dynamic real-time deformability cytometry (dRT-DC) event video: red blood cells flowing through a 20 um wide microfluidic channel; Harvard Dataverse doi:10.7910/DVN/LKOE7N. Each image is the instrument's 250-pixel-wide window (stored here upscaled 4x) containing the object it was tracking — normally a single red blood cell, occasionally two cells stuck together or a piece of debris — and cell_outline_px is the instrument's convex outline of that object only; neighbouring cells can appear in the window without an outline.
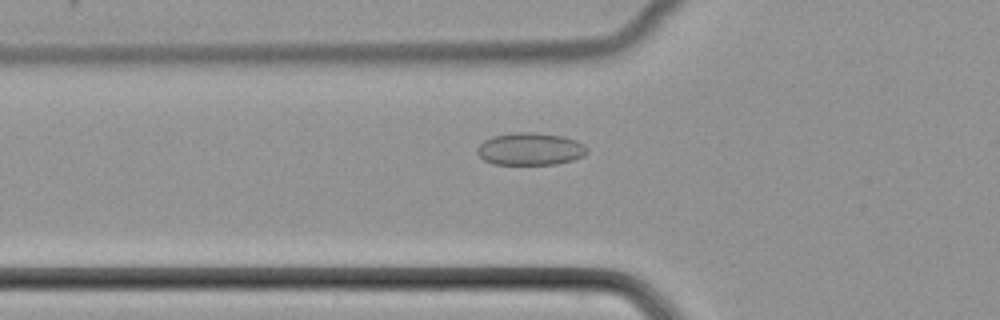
{"species": "common noctule bat (a hibernating species)", "species_latin": "Nyctalus noctula", "temperature_condition": "cold", "stored_images_in_passage": 41, "camera_frame_rate_fps": 3000, "um_per_image_px": 0.085, "animal": {"sex": "female", "body_mass_g": 22.7, "forearm_length_mm": 54.2}, "frame": {"image": 1, "passage_image": 10, "time_ms": 3.0, "image_size_px": [1000, 320], "cell_outline_px": [[588, 152], [584, 156], [572, 160], [556, 164], [492, 164], [484, 160], [476, 152], [476, 148], [484, 140], [492, 136], [516, 132], [532, 132], [564, 136], [576, 140], [584, 144], [588, 148]], "centroid_in_image_um": [45.08, 12.66], "position_along_channel_um": 80.7, "area_um2": 20.92}}
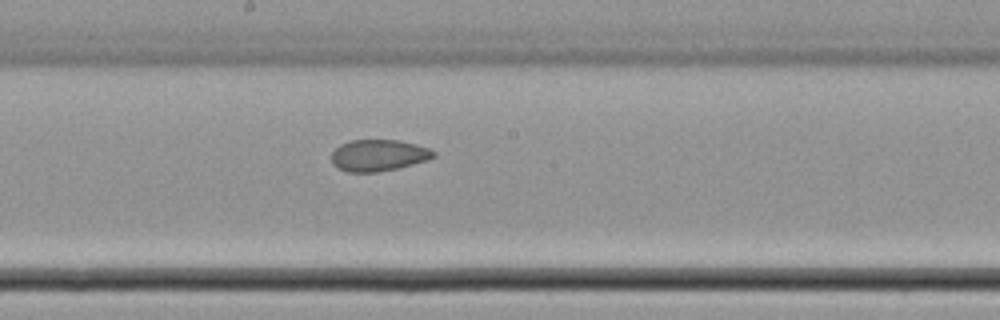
{"frame": {"image": 2, "passage_image": 20, "time_ms": 6.333, "image_size_px": [1000, 320], "cell_outline_px": [[436, 156], [428, 160], [396, 168], [376, 172], [348, 172], [332, 164], [332, 152], [340, 144], [352, 140], [396, 140], [416, 144], [432, 148], [436, 152]], "centroid_in_image_um": [32.2, 13.19], "position_along_channel_um": 216.0, "area_um2": 18.73}}
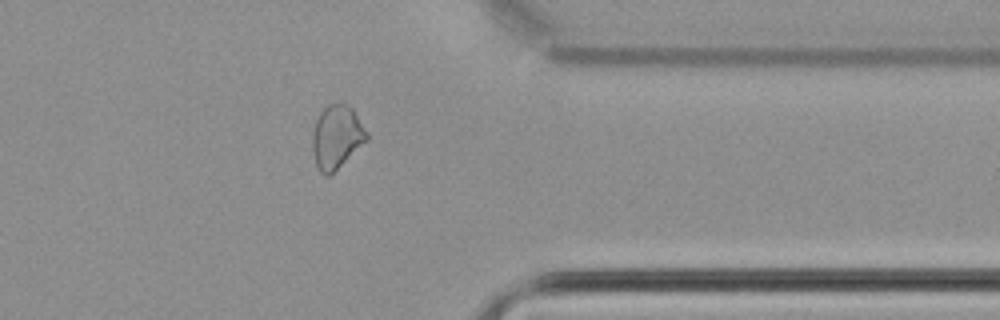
{"frame": {"image": 3, "passage_image": 33, "time_ms": 10.667, "image_size_px": [1000, 320], "cell_outline_px": [[368, 140], [328, 176], [324, 176], [320, 172], [316, 164], [312, 152], [312, 132], [316, 120], [320, 112], [328, 104], [348, 104], [352, 108], [368, 132]], "centroid_in_image_um": [28.61, 11.63], "position_along_channel_um": 382.8, "area_um2": 20.0}}